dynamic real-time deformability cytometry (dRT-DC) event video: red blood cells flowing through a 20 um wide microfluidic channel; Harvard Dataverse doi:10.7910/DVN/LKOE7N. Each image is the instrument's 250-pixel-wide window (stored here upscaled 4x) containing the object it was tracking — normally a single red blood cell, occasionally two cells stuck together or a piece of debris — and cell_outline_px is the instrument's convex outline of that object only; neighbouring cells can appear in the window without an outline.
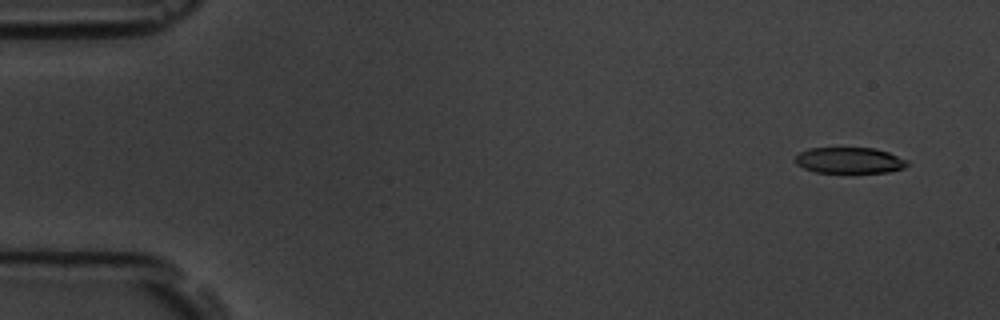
{"species": "common noctule bat (a hibernating species)", "species_latin": "Nyctalus noctula", "temperature_condition": "room temperature", "stored_images_in_passage": 6, "camera_frame_rate_fps": 3000, "um_per_image_px": 0.085, "animal": {"sex": "male", "body_mass_g": 19.5, "forearm_length_mm": 54.6}, "frame": {"image": 1, "passage_image": 1, "time_ms": 0.0, "image_size_px": [1000, 320], "cell_outline_px": [[908, 164], [904, 168], [888, 172], [816, 172], [804, 168], [796, 164], [792, 160], [800, 152], [808, 148], [876, 148], [888, 152], [908, 160]], "centroid_in_image_um": [72.19, 13.62], "position_along_channel_um": 12.8, "area_um2": 16.99}}
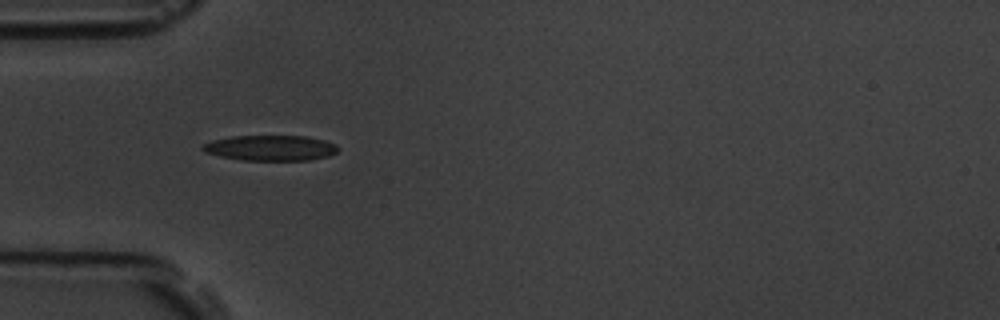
{"frame": {"image": 2, "passage_image": 5, "time_ms": 4.667, "image_size_px": [1000, 320], "cell_outline_px": [[336, 152], [328, 156], [308, 160], [240, 160], [220, 156], [204, 152], [200, 148], [204, 144], [212, 140], [232, 136], [308, 136], [324, 140], [336, 144]], "centroid_in_image_um": [22.96, 12.57], "position_along_channel_um": 62.0, "area_um2": 20.0}}
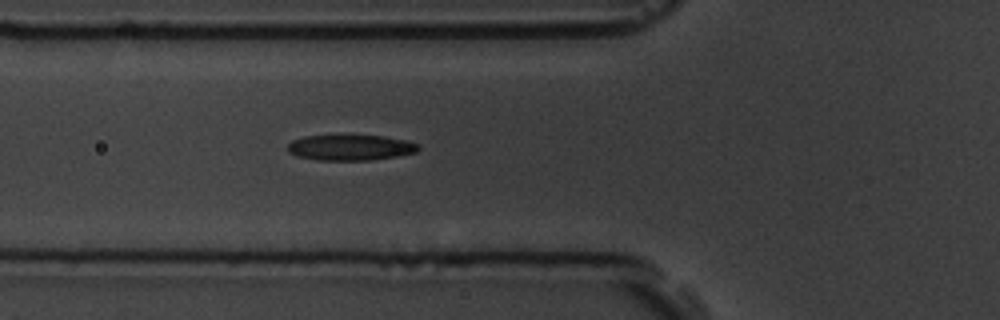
{"frame": {"image": 3, "passage_image": 6, "time_ms": 5.667, "image_size_px": [1000, 320], "cell_outline_px": [[420, 148], [416, 152], [400, 156], [372, 160], [316, 160], [296, 156], [288, 152], [288, 144], [292, 140], [304, 136], [384, 136], [404, 140], [420, 144]], "centroid_in_image_um": [29.8, 12.55], "position_along_channel_um": 96.0, "area_um2": 19.54}}